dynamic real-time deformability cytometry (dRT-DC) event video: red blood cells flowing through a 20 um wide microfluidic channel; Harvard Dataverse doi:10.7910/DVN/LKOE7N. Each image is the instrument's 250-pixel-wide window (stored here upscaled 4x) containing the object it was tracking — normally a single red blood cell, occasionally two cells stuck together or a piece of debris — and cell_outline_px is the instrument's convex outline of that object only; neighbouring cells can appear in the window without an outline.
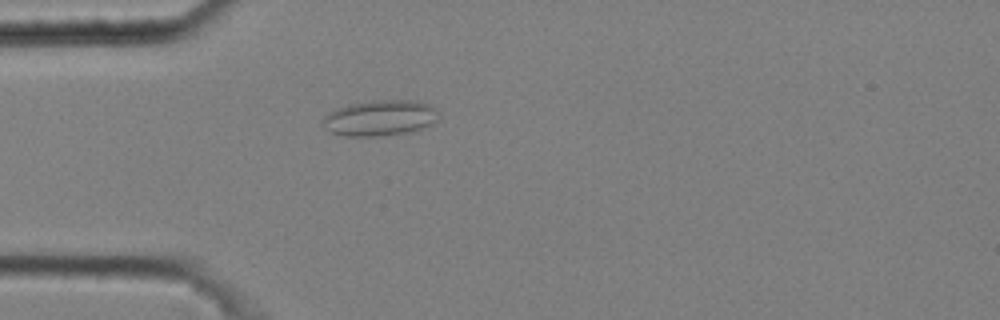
{"species": "common noctule bat (a hibernating species)", "species_latin": "Nyctalus noctula", "temperature_condition": "cold", "stored_images_in_passage": 5, "camera_frame_rate_fps": 3000, "um_per_image_px": 0.085, "animal": {"sex": "male", "body_mass_g": 20.4}, "frame": {"image": 1, "passage_image": 5, "time_ms": 1.333, "image_size_px": [1000, 320], "cell_outline_px": [[436, 120], [432, 124], [416, 132], [380, 136], [344, 136], [332, 132], [324, 128], [324, 116], [328, 112], [336, 108], [348, 104], [372, 100], [416, 100], [432, 104], [436, 108]], "centroid_in_image_um": [32.33, 10.02], "position_along_channel_um": 52.7, "area_um2": 24.51}}